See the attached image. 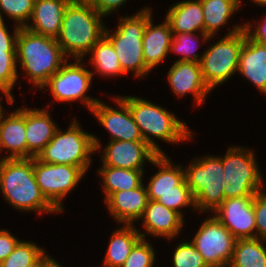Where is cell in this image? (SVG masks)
I'll list each match as a JSON object with an SVG mask.
<instances>
[{
	"label": "cell",
	"mask_w": 266,
	"mask_h": 267,
	"mask_svg": "<svg viewBox=\"0 0 266 267\" xmlns=\"http://www.w3.org/2000/svg\"><path fill=\"white\" fill-rule=\"evenodd\" d=\"M17 66L37 88L42 89L49 78L68 60L56 38L20 28L16 39Z\"/></svg>",
	"instance_id": "obj_3"
},
{
	"label": "cell",
	"mask_w": 266,
	"mask_h": 267,
	"mask_svg": "<svg viewBox=\"0 0 266 267\" xmlns=\"http://www.w3.org/2000/svg\"><path fill=\"white\" fill-rule=\"evenodd\" d=\"M204 14V32L215 36L241 7V0H200Z\"/></svg>",
	"instance_id": "obj_28"
},
{
	"label": "cell",
	"mask_w": 266,
	"mask_h": 267,
	"mask_svg": "<svg viewBox=\"0 0 266 267\" xmlns=\"http://www.w3.org/2000/svg\"><path fill=\"white\" fill-rule=\"evenodd\" d=\"M151 11L148 7V23L142 38L144 62L150 70L167 58L173 38L169 22L164 19L163 23L154 25Z\"/></svg>",
	"instance_id": "obj_19"
},
{
	"label": "cell",
	"mask_w": 266,
	"mask_h": 267,
	"mask_svg": "<svg viewBox=\"0 0 266 267\" xmlns=\"http://www.w3.org/2000/svg\"><path fill=\"white\" fill-rule=\"evenodd\" d=\"M97 172L103 182L102 189L105 193L104 200H106L114 192L140 187L143 184L145 171L102 166Z\"/></svg>",
	"instance_id": "obj_27"
},
{
	"label": "cell",
	"mask_w": 266,
	"mask_h": 267,
	"mask_svg": "<svg viewBox=\"0 0 266 267\" xmlns=\"http://www.w3.org/2000/svg\"><path fill=\"white\" fill-rule=\"evenodd\" d=\"M253 199L254 196L225 199L222 204L213 211V216L221 222L236 239L256 238Z\"/></svg>",
	"instance_id": "obj_14"
},
{
	"label": "cell",
	"mask_w": 266,
	"mask_h": 267,
	"mask_svg": "<svg viewBox=\"0 0 266 267\" xmlns=\"http://www.w3.org/2000/svg\"><path fill=\"white\" fill-rule=\"evenodd\" d=\"M21 27L15 26L14 33L10 32L0 18V52H16V39Z\"/></svg>",
	"instance_id": "obj_39"
},
{
	"label": "cell",
	"mask_w": 266,
	"mask_h": 267,
	"mask_svg": "<svg viewBox=\"0 0 266 267\" xmlns=\"http://www.w3.org/2000/svg\"><path fill=\"white\" fill-rule=\"evenodd\" d=\"M185 167V179L199 212H213L224 199L223 165L221 157L209 155L193 159Z\"/></svg>",
	"instance_id": "obj_8"
},
{
	"label": "cell",
	"mask_w": 266,
	"mask_h": 267,
	"mask_svg": "<svg viewBox=\"0 0 266 267\" xmlns=\"http://www.w3.org/2000/svg\"><path fill=\"white\" fill-rule=\"evenodd\" d=\"M67 62L43 86L51 90L55 102H73L80 100L88 110L99 101L87 95L92 83V71L85 69L84 60L75 59L74 63Z\"/></svg>",
	"instance_id": "obj_10"
},
{
	"label": "cell",
	"mask_w": 266,
	"mask_h": 267,
	"mask_svg": "<svg viewBox=\"0 0 266 267\" xmlns=\"http://www.w3.org/2000/svg\"><path fill=\"white\" fill-rule=\"evenodd\" d=\"M146 238V233L137 230L133 225H124L114 230L104 257V265L108 267H121L128 258L134 245Z\"/></svg>",
	"instance_id": "obj_25"
},
{
	"label": "cell",
	"mask_w": 266,
	"mask_h": 267,
	"mask_svg": "<svg viewBox=\"0 0 266 267\" xmlns=\"http://www.w3.org/2000/svg\"><path fill=\"white\" fill-rule=\"evenodd\" d=\"M141 220L148 235L166 239L177 237L184 224V219L178 212L150 199Z\"/></svg>",
	"instance_id": "obj_21"
},
{
	"label": "cell",
	"mask_w": 266,
	"mask_h": 267,
	"mask_svg": "<svg viewBox=\"0 0 266 267\" xmlns=\"http://www.w3.org/2000/svg\"><path fill=\"white\" fill-rule=\"evenodd\" d=\"M45 109L25 108L27 158L37 157L59 128Z\"/></svg>",
	"instance_id": "obj_18"
},
{
	"label": "cell",
	"mask_w": 266,
	"mask_h": 267,
	"mask_svg": "<svg viewBox=\"0 0 266 267\" xmlns=\"http://www.w3.org/2000/svg\"><path fill=\"white\" fill-rule=\"evenodd\" d=\"M238 72L266 95V44L257 43L246 35Z\"/></svg>",
	"instance_id": "obj_24"
},
{
	"label": "cell",
	"mask_w": 266,
	"mask_h": 267,
	"mask_svg": "<svg viewBox=\"0 0 266 267\" xmlns=\"http://www.w3.org/2000/svg\"><path fill=\"white\" fill-rule=\"evenodd\" d=\"M45 267H62V266L53 258Z\"/></svg>",
	"instance_id": "obj_44"
},
{
	"label": "cell",
	"mask_w": 266,
	"mask_h": 267,
	"mask_svg": "<svg viewBox=\"0 0 266 267\" xmlns=\"http://www.w3.org/2000/svg\"><path fill=\"white\" fill-rule=\"evenodd\" d=\"M35 0H0V18L2 12L11 20L16 22L15 25L24 28L31 17Z\"/></svg>",
	"instance_id": "obj_35"
},
{
	"label": "cell",
	"mask_w": 266,
	"mask_h": 267,
	"mask_svg": "<svg viewBox=\"0 0 266 267\" xmlns=\"http://www.w3.org/2000/svg\"><path fill=\"white\" fill-rule=\"evenodd\" d=\"M191 242L209 267H228L236 238L212 215L204 219Z\"/></svg>",
	"instance_id": "obj_12"
},
{
	"label": "cell",
	"mask_w": 266,
	"mask_h": 267,
	"mask_svg": "<svg viewBox=\"0 0 266 267\" xmlns=\"http://www.w3.org/2000/svg\"><path fill=\"white\" fill-rule=\"evenodd\" d=\"M0 189L7 203L18 211L59 213L44 197L36 182L33 158H1Z\"/></svg>",
	"instance_id": "obj_2"
},
{
	"label": "cell",
	"mask_w": 266,
	"mask_h": 267,
	"mask_svg": "<svg viewBox=\"0 0 266 267\" xmlns=\"http://www.w3.org/2000/svg\"><path fill=\"white\" fill-rule=\"evenodd\" d=\"M33 169L36 182L47 201L62 212V200L71 192L85 173L77 166L50 164L33 158Z\"/></svg>",
	"instance_id": "obj_11"
},
{
	"label": "cell",
	"mask_w": 266,
	"mask_h": 267,
	"mask_svg": "<svg viewBox=\"0 0 266 267\" xmlns=\"http://www.w3.org/2000/svg\"><path fill=\"white\" fill-rule=\"evenodd\" d=\"M53 258L47 255L45 252L32 264L27 267H45Z\"/></svg>",
	"instance_id": "obj_43"
},
{
	"label": "cell",
	"mask_w": 266,
	"mask_h": 267,
	"mask_svg": "<svg viewBox=\"0 0 266 267\" xmlns=\"http://www.w3.org/2000/svg\"><path fill=\"white\" fill-rule=\"evenodd\" d=\"M113 98L118 110L99 100L90 111L101 126L108 130L110 141H144L127 103L118 95Z\"/></svg>",
	"instance_id": "obj_13"
},
{
	"label": "cell",
	"mask_w": 266,
	"mask_h": 267,
	"mask_svg": "<svg viewBox=\"0 0 266 267\" xmlns=\"http://www.w3.org/2000/svg\"><path fill=\"white\" fill-rule=\"evenodd\" d=\"M100 149L98 137L85 132L74 118L66 131L57 129L36 158L50 164L77 166L86 174L92 163L90 156Z\"/></svg>",
	"instance_id": "obj_5"
},
{
	"label": "cell",
	"mask_w": 266,
	"mask_h": 267,
	"mask_svg": "<svg viewBox=\"0 0 266 267\" xmlns=\"http://www.w3.org/2000/svg\"><path fill=\"white\" fill-rule=\"evenodd\" d=\"M197 37L199 38L197 33L173 32L169 51L182 55L177 61H193L199 63L203 53H201V55L196 53V48L199 47L200 44Z\"/></svg>",
	"instance_id": "obj_34"
},
{
	"label": "cell",
	"mask_w": 266,
	"mask_h": 267,
	"mask_svg": "<svg viewBox=\"0 0 266 267\" xmlns=\"http://www.w3.org/2000/svg\"><path fill=\"white\" fill-rule=\"evenodd\" d=\"M20 241L8 230L0 229V263L14 251Z\"/></svg>",
	"instance_id": "obj_40"
},
{
	"label": "cell",
	"mask_w": 266,
	"mask_h": 267,
	"mask_svg": "<svg viewBox=\"0 0 266 267\" xmlns=\"http://www.w3.org/2000/svg\"><path fill=\"white\" fill-rule=\"evenodd\" d=\"M127 0H89L92 7L103 17L108 16L118 10Z\"/></svg>",
	"instance_id": "obj_41"
},
{
	"label": "cell",
	"mask_w": 266,
	"mask_h": 267,
	"mask_svg": "<svg viewBox=\"0 0 266 267\" xmlns=\"http://www.w3.org/2000/svg\"><path fill=\"white\" fill-rule=\"evenodd\" d=\"M141 238L132 248L128 258L121 267H153L155 250L150 242Z\"/></svg>",
	"instance_id": "obj_37"
},
{
	"label": "cell",
	"mask_w": 266,
	"mask_h": 267,
	"mask_svg": "<svg viewBox=\"0 0 266 267\" xmlns=\"http://www.w3.org/2000/svg\"><path fill=\"white\" fill-rule=\"evenodd\" d=\"M16 52H0V91L6 95L7 103H14L11 90L18 80Z\"/></svg>",
	"instance_id": "obj_32"
},
{
	"label": "cell",
	"mask_w": 266,
	"mask_h": 267,
	"mask_svg": "<svg viewBox=\"0 0 266 267\" xmlns=\"http://www.w3.org/2000/svg\"><path fill=\"white\" fill-rule=\"evenodd\" d=\"M149 198L144 184L136 189L112 193L105 204L118 223L133 225L143 216Z\"/></svg>",
	"instance_id": "obj_17"
},
{
	"label": "cell",
	"mask_w": 266,
	"mask_h": 267,
	"mask_svg": "<svg viewBox=\"0 0 266 267\" xmlns=\"http://www.w3.org/2000/svg\"><path fill=\"white\" fill-rule=\"evenodd\" d=\"M264 238L236 239L228 267H266Z\"/></svg>",
	"instance_id": "obj_29"
},
{
	"label": "cell",
	"mask_w": 266,
	"mask_h": 267,
	"mask_svg": "<svg viewBox=\"0 0 266 267\" xmlns=\"http://www.w3.org/2000/svg\"><path fill=\"white\" fill-rule=\"evenodd\" d=\"M104 18L88 1L72 0L66 7L56 41L65 56L83 60L104 36Z\"/></svg>",
	"instance_id": "obj_1"
},
{
	"label": "cell",
	"mask_w": 266,
	"mask_h": 267,
	"mask_svg": "<svg viewBox=\"0 0 266 267\" xmlns=\"http://www.w3.org/2000/svg\"><path fill=\"white\" fill-rule=\"evenodd\" d=\"M148 198L178 212L182 217L181 208L191 207L196 210L195 198L189 189L186 179L179 184V192L147 193Z\"/></svg>",
	"instance_id": "obj_31"
},
{
	"label": "cell",
	"mask_w": 266,
	"mask_h": 267,
	"mask_svg": "<svg viewBox=\"0 0 266 267\" xmlns=\"http://www.w3.org/2000/svg\"><path fill=\"white\" fill-rule=\"evenodd\" d=\"M25 133L24 107L2 117L0 121V152L6 149L8 153V156L3 158H27Z\"/></svg>",
	"instance_id": "obj_23"
},
{
	"label": "cell",
	"mask_w": 266,
	"mask_h": 267,
	"mask_svg": "<svg viewBox=\"0 0 266 267\" xmlns=\"http://www.w3.org/2000/svg\"><path fill=\"white\" fill-rule=\"evenodd\" d=\"M224 155L221 156L224 199L254 196L264 187L254 151L230 146Z\"/></svg>",
	"instance_id": "obj_9"
},
{
	"label": "cell",
	"mask_w": 266,
	"mask_h": 267,
	"mask_svg": "<svg viewBox=\"0 0 266 267\" xmlns=\"http://www.w3.org/2000/svg\"><path fill=\"white\" fill-rule=\"evenodd\" d=\"M118 22L113 33L105 28L104 37L112 44L122 71L125 74L134 72L136 78H144L151 72L144 62L142 41L148 23V7L131 16H122Z\"/></svg>",
	"instance_id": "obj_6"
},
{
	"label": "cell",
	"mask_w": 266,
	"mask_h": 267,
	"mask_svg": "<svg viewBox=\"0 0 266 267\" xmlns=\"http://www.w3.org/2000/svg\"><path fill=\"white\" fill-rule=\"evenodd\" d=\"M251 1L259 6H266V0H251Z\"/></svg>",
	"instance_id": "obj_45"
},
{
	"label": "cell",
	"mask_w": 266,
	"mask_h": 267,
	"mask_svg": "<svg viewBox=\"0 0 266 267\" xmlns=\"http://www.w3.org/2000/svg\"><path fill=\"white\" fill-rule=\"evenodd\" d=\"M172 258L173 267H209L191 241L177 244Z\"/></svg>",
	"instance_id": "obj_36"
},
{
	"label": "cell",
	"mask_w": 266,
	"mask_h": 267,
	"mask_svg": "<svg viewBox=\"0 0 266 267\" xmlns=\"http://www.w3.org/2000/svg\"><path fill=\"white\" fill-rule=\"evenodd\" d=\"M151 164L159 167V170L145 186L147 193L179 192V184L185 179L184 167L178 164L174 166L166 154H158Z\"/></svg>",
	"instance_id": "obj_26"
},
{
	"label": "cell",
	"mask_w": 266,
	"mask_h": 267,
	"mask_svg": "<svg viewBox=\"0 0 266 267\" xmlns=\"http://www.w3.org/2000/svg\"><path fill=\"white\" fill-rule=\"evenodd\" d=\"M72 0H35L30 21L24 27L44 36L56 38L60 32L63 14Z\"/></svg>",
	"instance_id": "obj_20"
},
{
	"label": "cell",
	"mask_w": 266,
	"mask_h": 267,
	"mask_svg": "<svg viewBox=\"0 0 266 267\" xmlns=\"http://www.w3.org/2000/svg\"><path fill=\"white\" fill-rule=\"evenodd\" d=\"M165 19L169 22L172 32L195 33L199 31L203 43L214 37L204 32V14L200 0H186L173 4L168 9Z\"/></svg>",
	"instance_id": "obj_22"
},
{
	"label": "cell",
	"mask_w": 266,
	"mask_h": 267,
	"mask_svg": "<svg viewBox=\"0 0 266 267\" xmlns=\"http://www.w3.org/2000/svg\"><path fill=\"white\" fill-rule=\"evenodd\" d=\"M127 103L144 141L158 154H165L154 137L164 142L179 144L193 138V132L186 122L178 120L174 113L137 96H121ZM153 136V138L151 137Z\"/></svg>",
	"instance_id": "obj_4"
},
{
	"label": "cell",
	"mask_w": 266,
	"mask_h": 267,
	"mask_svg": "<svg viewBox=\"0 0 266 267\" xmlns=\"http://www.w3.org/2000/svg\"><path fill=\"white\" fill-rule=\"evenodd\" d=\"M215 44L209 46L199 61L203 79L210 90L238 72L240 53L246 38L244 25H234Z\"/></svg>",
	"instance_id": "obj_7"
},
{
	"label": "cell",
	"mask_w": 266,
	"mask_h": 267,
	"mask_svg": "<svg viewBox=\"0 0 266 267\" xmlns=\"http://www.w3.org/2000/svg\"><path fill=\"white\" fill-rule=\"evenodd\" d=\"M45 251L30 241H20L15 247L14 251L4 259L0 265L1 267H27L35 262Z\"/></svg>",
	"instance_id": "obj_33"
},
{
	"label": "cell",
	"mask_w": 266,
	"mask_h": 267,
	"mask_svg": "<svg viewBox=\"0 0 266 267\" xmlns=\"http://www.w3.org/2000/svg\"><path fill=\"white\" fill-rule=\"evenodd\" d=\"M167 81L177 97L192 94L197 106L204 103L211 91L203 79L199 63L193 61L174 62L167 73Z\"/></svg>",
	"instance_id": "obj_16"
},
{
	"label": "cell",
	"mask_w": 266,
	"mask_h": 267,
	"mask_svg": "<svg viewBox=\"0 0 266 267\" xmlns=\"http://www.w3.org/2000/svg\"><path fill=\"white\" fill-rule=\"evenodd\" d=\"M261 24L258 23L254 29L252 23L244 24V30L246 35L253 41L261 44H266V16ZM253 30V31H252Z\"/></svg>",
	"instance_id": "obj_42"
},
{
	"label": "cell",
	"mask_w": 266,
	"mask_h": 267,
	"mask_svg": "<svg viewBox=\"0 0 266 267\" xmlns=\"http://www.w3.org/2000/svg\"><path fill=\"white\" fill-rule=\"evenodd\" d=\"M260 189L253 199L256 237L266 239V192Z\"/></svg>",
	"instance_id": "obj_38"
},
{
	"label": "cell",
	"mask_w": 266,
	"mask_h": 267,
	"mask_svg": "<svg viewBox=\"0 0 266 267\" xmlns=\"http://www.w3.org/2000/svg\"><path fill=\"white\" fill-rule=\"evenodd\" d=\"M102 154V166L135 170L158 155L145 141H109Z\"/></svg>",
	"instance_id": "obj_15"
},
{
	"label": "cell",
	"mask_w": 266,
	"mask_h": 267,
	"mask_svg": "<svg viewBox=\"0 0 266 267\" xmlns=\"http://www.w3.org/2000/svg\"><path fill=\"white\" fill-rule=\"evenodd\" d=\"M1 99L2 98H0V100ZM4 113H5V111H3V106L1 105V101H0V121H1L2 117L4 116Z\"/></svg>",
	"instance_id": "obj_46"
},
{
	"label": "cell",
	"mask_w": 266,
	"mask_h": 267,
	"mask_svg": "<svg viewBox=\"0 0 266 267\" xmlns=\"http://www.w3.org/2000/svg\"><path fill=\"white\" fill-rule=\"evenodd\" d=\"M89 53L92 55L90 63L96 69L91 72L92 75L96 72L101 77L126 75L122 71L120 61L112 44L104 36L91 48Z\"/></svg>",
	"instance_id": "obj_30"
}]
</instances>
